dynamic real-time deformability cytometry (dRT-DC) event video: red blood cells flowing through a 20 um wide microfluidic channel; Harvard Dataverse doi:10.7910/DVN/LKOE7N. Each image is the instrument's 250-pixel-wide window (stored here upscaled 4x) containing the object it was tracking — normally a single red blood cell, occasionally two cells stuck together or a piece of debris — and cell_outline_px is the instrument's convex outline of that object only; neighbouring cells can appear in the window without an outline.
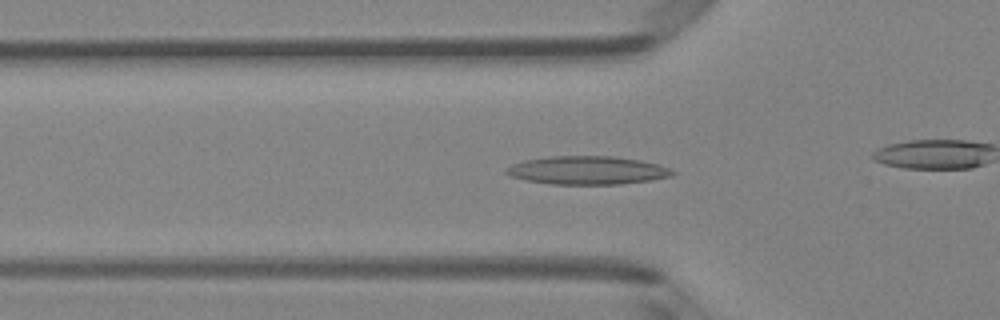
{"species": "Egyptian fruit bat (a non-hibernating species)", "species_latin": "Rousettus aegyptiacus", "temperature_condition": "room temperature", "stored_images_in_passage": 37, "camera_frame_rate_fps": 3000, "um_per_image_px": 0.085, "animal": {"sex": "female"}, "frame": {"image": 1, "passage_image": 14, "time_ms": 4.333, "image_size_px": [1000, 320], "cell_outline_px": [[676, 172], [672, 176], [652, 180], [620, 184], [552, 184], [524, 180], [512, 176], [504, 172], [504, 168], [512, 164], [524, 160], [552, 156], [612, 156], [640, 160], [660, 164], [672, 168]], "centroid_in_image_um": [49.95, 14.47], "position_along_channel_um": 75.8, "area_um2": 27.63}}
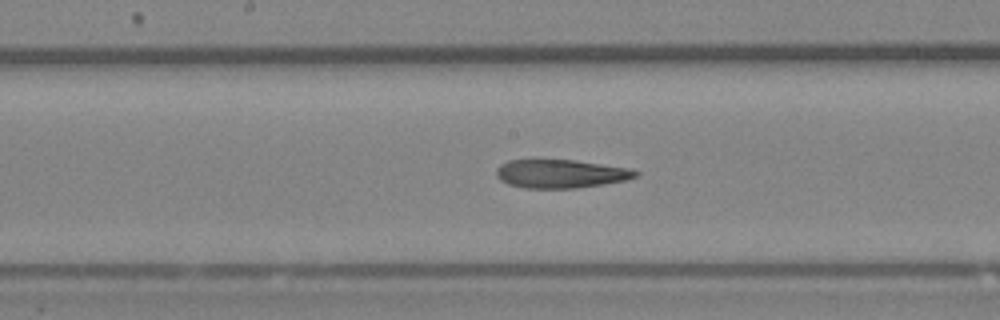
{"frame": {"image": 2, "passage_image": 23, "time_ms": 7.333, "image_size_px": [1000, 320], "cell_outline_px": [[640, 172], [636, 176], [624, 180], [576, 188], [524, 188], [508, 184], [500, 180], [496, 176], [496, 168], [500, 164], [508, 160], [532, 156], [576, 160], [628, 168]], "centroid_in_image_um": [47.52, 14.71], "position_along_channel_um": 200.7, "area_um2": 23.93}}
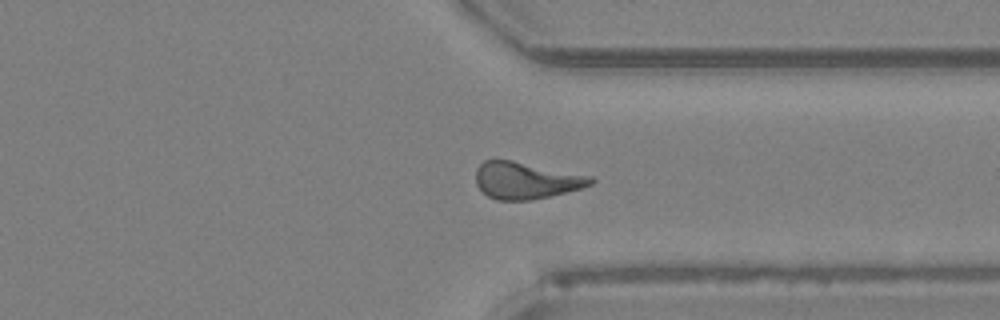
{"frame": {"image": 3, "passage_image": 35, "time_ms": 11.333, "image_size_px": [1000, 320], "cell_outline_px": [[596, 180], [592, 184], [580, 188], [532, 200], [496, 200], [488, 196], [476, 184], [476, 168], [484, 160], [512, 160], [592, 176]], "centroid_in_image_um": [44.7, 15.33], "position_along_channel_um": 366.7, "area_um2": 24.51}}